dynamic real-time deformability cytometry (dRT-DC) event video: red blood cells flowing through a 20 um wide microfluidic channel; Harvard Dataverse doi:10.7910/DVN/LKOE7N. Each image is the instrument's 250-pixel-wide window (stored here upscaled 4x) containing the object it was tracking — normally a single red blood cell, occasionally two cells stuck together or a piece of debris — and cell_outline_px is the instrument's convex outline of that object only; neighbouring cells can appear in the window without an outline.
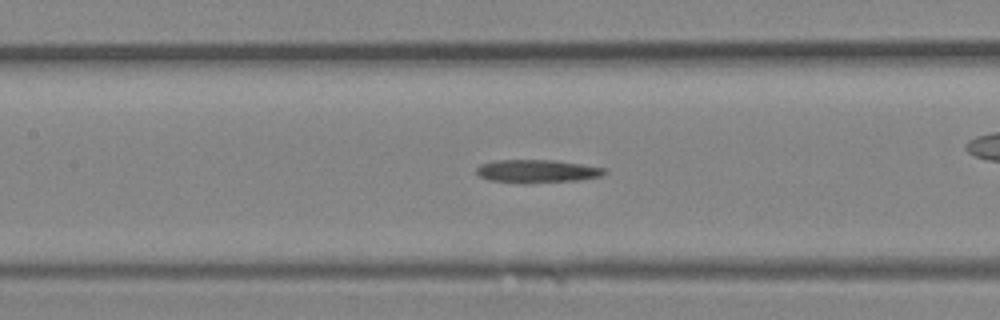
{"species": "Egyptian fruit bat (a non-hibernating species)", "species_latin": "Rousettus aegyptiacus", "temperature_condition": "room temperature", "stored_images_in_passage": 18, "camera_frame_rate_fps": 3000, "um_per_image_px": 0.085, "animal": {"sex": "female"}, "frame": {"image": 1, "passage_image": 16, "time_ms": 5.0, "image_size_px": [1000, 320], "cell_outline_px": [[608, 172], [600, 176], [580, 180], [488, 180], [480, 176], [476, 172], [476, 168], [480, 164], [496, 160], [556, 160], [604, 168]], "centroid_in_image_um": [45.66, 14.49], "position_along_channel_um": 161.7, "area_um2": 16.07}}